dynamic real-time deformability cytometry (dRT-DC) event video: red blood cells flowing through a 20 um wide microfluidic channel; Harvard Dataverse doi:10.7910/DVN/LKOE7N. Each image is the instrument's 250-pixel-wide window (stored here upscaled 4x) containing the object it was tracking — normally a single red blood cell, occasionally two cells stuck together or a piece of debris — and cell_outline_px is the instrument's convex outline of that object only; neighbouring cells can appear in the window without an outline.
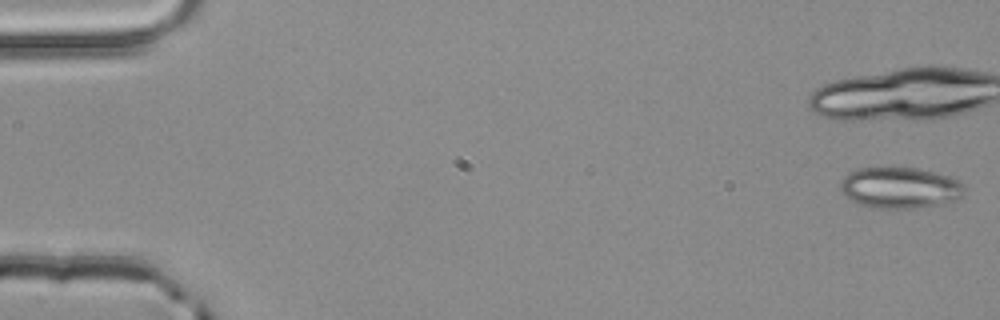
{"species": "common noctule bat (a hibernating species)", "species_latin": "Nyctalus noctula", "temperature_condition": "room temperature", "stored_images_in_passage": 19, "camera_frame_rate_fps": 3000, "um_per_image_px": 0.085, "animal": {"sex": "male", "body_mass_g": 20.4}, "frame": {"image": 1, "passage_image": 1, "time_ms": 0.0, "image_size_px": [1000, 320], "cell_outline_px": [[964, 192], [960, 196], [944, 204], [916, 208], [872, 208], [860, 204], [844, 196], [840, 188], [840, 180], [848, 172], [860, 168], [916, 168], [948, 176], [964, 184]], "centroid_in_image_um": [76.45, 15.97], "position_along_channel_um": 8.5, "area_um2": 29.59}}